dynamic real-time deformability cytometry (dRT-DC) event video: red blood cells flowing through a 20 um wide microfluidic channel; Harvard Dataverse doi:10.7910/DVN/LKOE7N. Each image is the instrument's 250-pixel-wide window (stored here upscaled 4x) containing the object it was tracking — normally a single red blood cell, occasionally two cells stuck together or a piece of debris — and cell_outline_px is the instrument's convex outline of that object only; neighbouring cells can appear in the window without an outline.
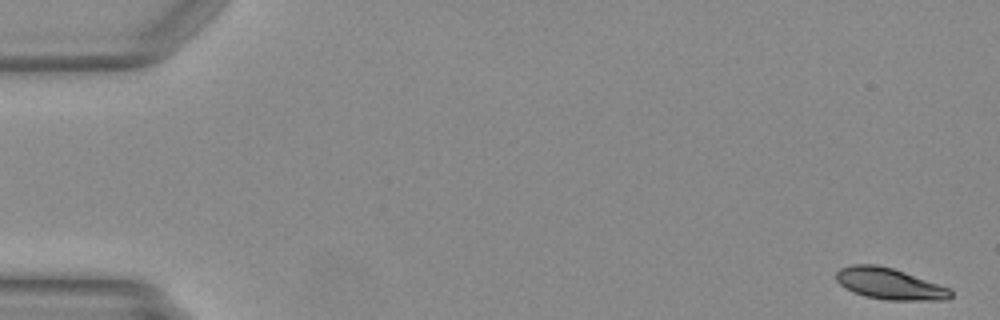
{"species": "Egyptian fruit bat (a non-hibernating species)", "species_latin": "Rousettus aegyptiacus", "temperature_condition": "warm", "stored_images_in_passage": 49, "camera_frame_rate_fps": 3000, "um_per_image_px": 0.085, "animal": {"sex": "female"}, "frame": {"image": 1, "passage_image": 1, "time_ms": 0.0, "image_size_px": [1000, 320], "cell_outline_px": [[952, 296], [948, 300], [888, 300], [864, 296], [852, 292], [844, 288], [836, 280], [836, 272], [840, 268], [852, 264], [876, 264], [892, 268], [904, 272], [948, 288], [952, 292]], "centroid_in_image_um": [75.56, 24.12], "position_along_channel_um": 9.4, "area_um2": 20.81}}
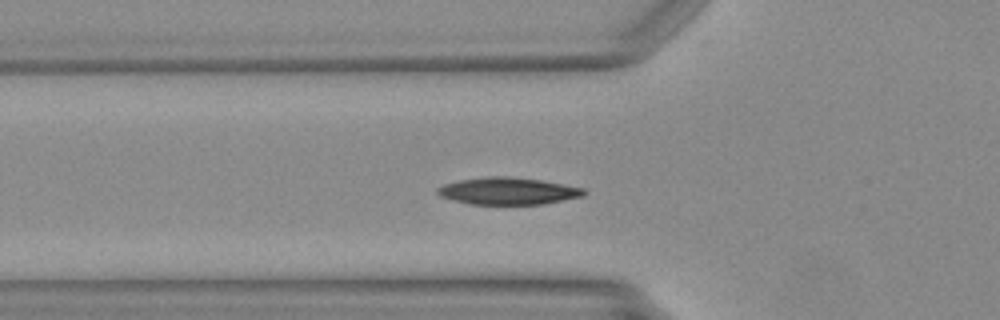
{"frame": {"image": 2, "passage_image": 17, "time_ms": 5.333, "image_size_px": [1000, 320], "cell_outline_px": [[588, 192], [584, 196], [544, 204], [468, 204], [452, 200], [440, 196], [436, 192], [436, 188], [444, 184], [460, 180], [484, 176], [508, 176], [540, 180], [584, 188]], "centroid_in_image_um": [43.17, 16.24], "position_along_channel_um": 82.6, "area_um2": 23.24}}
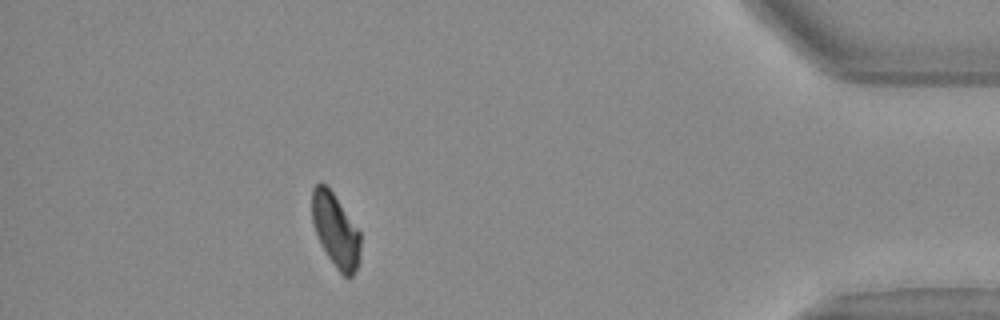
{"frame": {"image": 3, "passage_image": 44, "time_ms": 14.333, "image_size_px": [1000, 320], "cell_outline_px": [[360, 256], [356, 268], [352, 276], [348, 280], [336, 268], [320, 244], [312, 220], [312, 188], [320, 180], [332, 192], [360, 232]], "centroid_in_image_um": [28.51, 19.59], "position_along_channel_um": 406.7, "area_um2": 20.58}}